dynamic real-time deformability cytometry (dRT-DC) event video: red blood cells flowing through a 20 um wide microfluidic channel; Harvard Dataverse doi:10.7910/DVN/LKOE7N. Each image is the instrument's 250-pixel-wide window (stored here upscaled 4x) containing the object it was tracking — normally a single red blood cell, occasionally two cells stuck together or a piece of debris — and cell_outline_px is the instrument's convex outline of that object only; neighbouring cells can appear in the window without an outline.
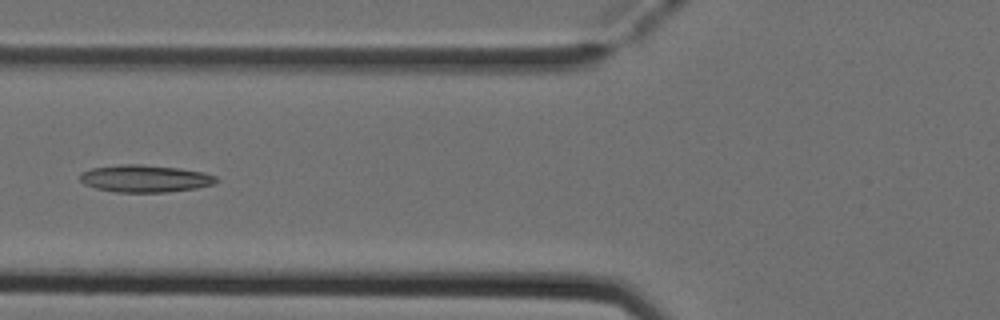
{"species": "Egyptian fruit bat (a non-hibernating species)", "species_latin": "Rousettus aegyptiacus", "temperature_condition": "cold", "stored_images_in_passage": 6, "camera_frame_rate_fps": 3000, "um_per_image_px": 0.085, "animal": {"sex": "female"}, "frame": {"image": 1, "passage_image": 5, "time_ms": 1.333, "image_size_px": [1000, 320], "cell_outline_px": [[216, 184], [196, 188], [168, 192], [116, 192], [96, 188], [84, 184], [80, 180], [80, 172], [92, 168], [124, 164], [140, 164], [180, 168], [204, 172], [216, 176]], "centroid_in_image_um": [12.33, 15.17], "position_along_channel_um": 113.5, "area_um2": 21.68}}
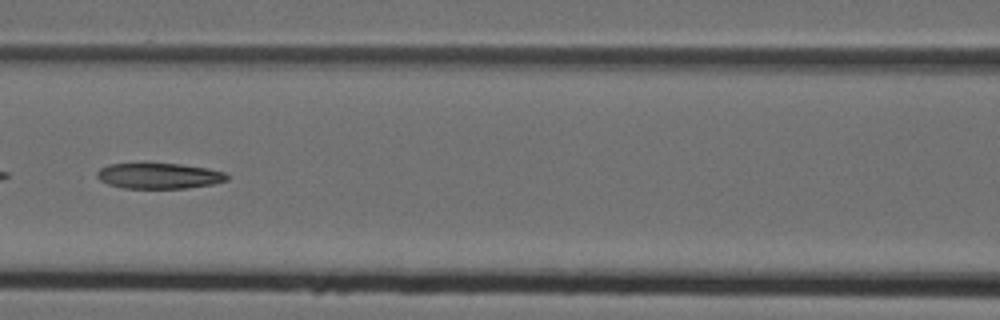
{"frame": {"image": 2, "passage_image": 6, "time_ms": 1.667, "image_size_px": [1000, 320], "cell_outline_px": [[228, 180], [212, 184], [184, 188], [124, 188], [108, 184], [100, 180], [96, 176], [96, 172], [100, 168], [108, 164], [144, 160], [180, 164], [208, 168], [224, 172], [228, 176]], "centroid_in_image_um": [13.44, 14.89], "position_along_channel_um": 153.2, "area_um2": 20.29}}